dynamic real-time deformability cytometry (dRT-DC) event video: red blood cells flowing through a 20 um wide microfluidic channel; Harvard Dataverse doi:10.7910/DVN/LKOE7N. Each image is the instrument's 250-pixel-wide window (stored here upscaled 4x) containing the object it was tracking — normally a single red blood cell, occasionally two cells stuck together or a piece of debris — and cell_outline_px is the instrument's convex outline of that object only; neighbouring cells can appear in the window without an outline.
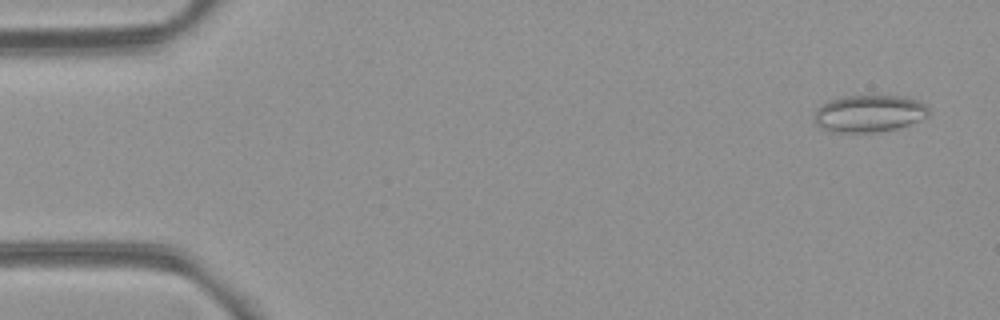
{"species": "common noctule bat (a hibernating species)", "species_latin": "Nyctalus noctula", "temperature_condition": "room temperature", "stored_images_in_passage": 4, "camera_frame_rate_fps": 3000, "um_per_image_px": 0.085, "animal": {"sex": "female", "body_mass_g": 21.9}, "frame": {"image": 1, "passage_image": 1, "time_ms": 0.0, "image_size_px": [1000, 320], "cell_outline_px": [[928, 116], [908, 124], [896, 128], [876, 132], [828, 132], [820, 128], [816, 124], [812, 116], [816, 108], [828, 100], [844, 96], [900, 96], [916, 100], [928, 104]], "centroid_in_image_um": [73.81, 9.65], "position_along_channel_um": 11.2, "area_um2": 24.85}}